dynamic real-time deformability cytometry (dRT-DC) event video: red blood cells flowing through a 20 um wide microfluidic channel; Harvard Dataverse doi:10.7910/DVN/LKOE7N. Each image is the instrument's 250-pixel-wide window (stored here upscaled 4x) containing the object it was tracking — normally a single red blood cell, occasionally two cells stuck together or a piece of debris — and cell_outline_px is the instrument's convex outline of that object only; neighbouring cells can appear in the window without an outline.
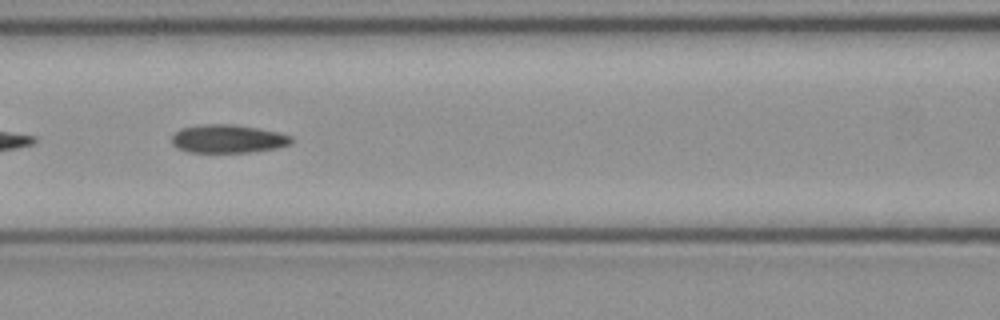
{"species": "common noctule bat (a hibernating species)", "species_latin": "Nyctalus noctula", "temperature_condition": "cold", "stored_images_in_passage": 5, "camera_frame_rate_fps": 3000, "um_per_image_px": 0.085, "animal": {"sex": "female", "body_mass_g": 21.9}, "frame": {"image": 1, "passage_image": 3, "time_ms": 0.667, "image_size_px": [1000, 320], "cell_outline_px": [[292, 140], [288, 144], [276, 148], [248, 152], [188, 152], [176, 148], [172, 144], [172, 136], [180, 128], [200, 124], [232, 124], [256, 128], [276, 132], [292, 136]], "centroid_in_image_um": [19.31, 11.79], "position_along_channel_um": 147.3, "area_um2": 19.59}}
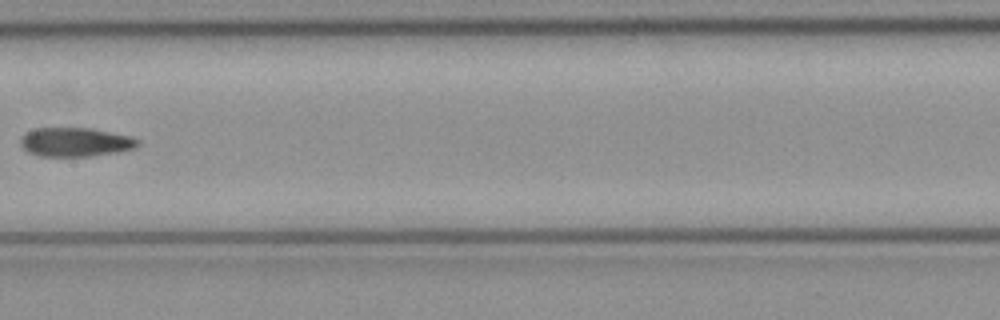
{"frame": {"image": 2, "passage_image": 4, "time_ms": 1.0, "image_size_px": [1000, 320], "cell_outline_px": [[140, 144], [136, 148], [116, 152], [88, 156], [40, 156], [28, 152], [20, 144], [20, 136], [24, 132], [36, 128], [92, 128], [132, 136], [140, 140]], "centroid_in_image_um": [6.41, 12.06], "position_along_channel_um": 201.0, "area_um2": 20.0}}
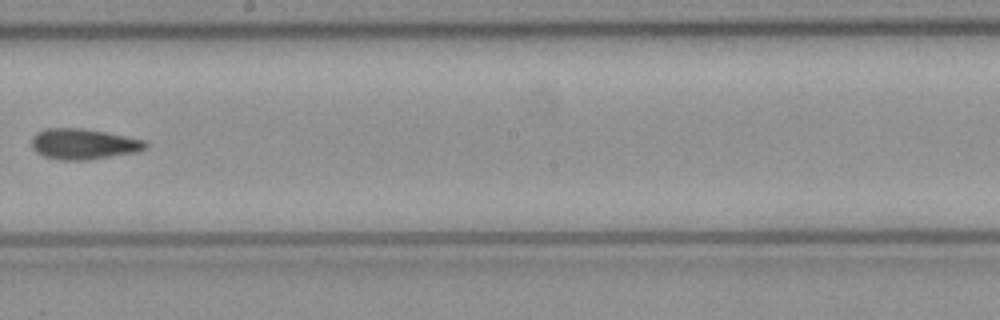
{"frame": {"image": 3, "passage_image": 5, "time_ms": 1.333, "image_size_px": [1000, 320], "cell_outline_px": [[148, 148], [136, 152], [88, 160], [64, 160], [44, 156], [36, 152], [32, 148], [32, 136], [36, 132], [44, 128], [84, 128], [144, 140], [148, 144]], "centroid_in_image_um": [7.08, 12.24], "position_along_channel_um": 241.1, "area_um2": 20.35}}